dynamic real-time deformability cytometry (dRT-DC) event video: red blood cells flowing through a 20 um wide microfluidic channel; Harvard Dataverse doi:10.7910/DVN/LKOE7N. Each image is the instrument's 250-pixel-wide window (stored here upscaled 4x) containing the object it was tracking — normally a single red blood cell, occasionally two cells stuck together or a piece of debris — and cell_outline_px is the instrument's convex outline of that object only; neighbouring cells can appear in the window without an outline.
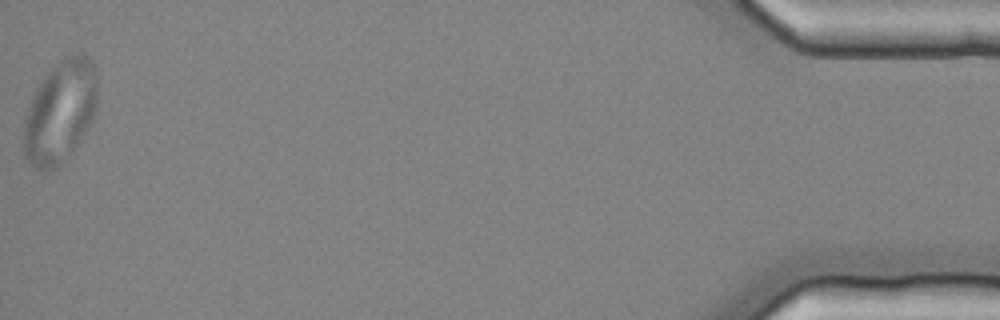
{"species": "common noctule bat (a hibernating species)", "species_latin": "Nyctalus noctula", "temperature_condition": "cold", "stored_images_in_passage": 13, "camera_frame_rate_fps": 3000, "um_per_image_px": 0.085, "animal": {"sex": "female", "body_mass_g": 25.1}, "frame": {"image": 1, "passage_image": 13, "time_ms": 4.0, "image_size_px": [1000, 320], "cell_outline_px": [[96, 108], [92, 120], [76, 144], [64, 160], [56, 168], [44, 172], [40, 172], [24, 156], [24, 124], [28, 108], [32, 96], [36, 88], [44, 76], [64, 56], [76, 52], [80, 52], [88, 56], [92, 60], [96, 68]], "centroid_in_image_um": [5.11, 9.46], "position_along_channel_um": 430.1, "area_um2": 43.81}}